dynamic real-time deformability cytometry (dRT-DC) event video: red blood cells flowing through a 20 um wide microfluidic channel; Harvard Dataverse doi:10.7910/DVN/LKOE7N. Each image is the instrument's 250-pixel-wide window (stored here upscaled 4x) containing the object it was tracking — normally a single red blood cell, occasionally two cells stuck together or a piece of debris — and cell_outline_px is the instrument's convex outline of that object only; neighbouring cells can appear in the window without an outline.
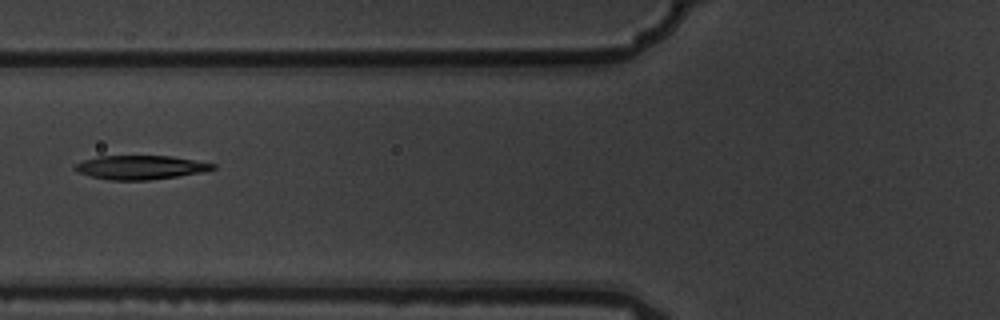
{"species": "common noctule bat (a hibernating species)", "species_latin": "Nyctalus noctula", "temperature_condition": "warm", "stored_images_in_passage": 9, "camera_frame_rate_fps": 3000, "um_per_image_px": 0.085, "animal": {"sex": "male", "body_mass_g": 19.5, "forearm_length_mm": 54.6}, "frame": {"image": 1, "passage_image": 6, "time_ms": 1.667, "image_size_px": [1000, 320], "cell_outline_px": [[216, 168], [204, 172], [148, 180], [108, 180], [92, 176], [80, 172], [72, 168], [76, 164], [84, 160], [96, 156], [172, 156], [216, 164]], "centroid_in_image_um": [11.95, 14.22], "position_along_channel_um": 113.8, "area_um2": 19.07}}
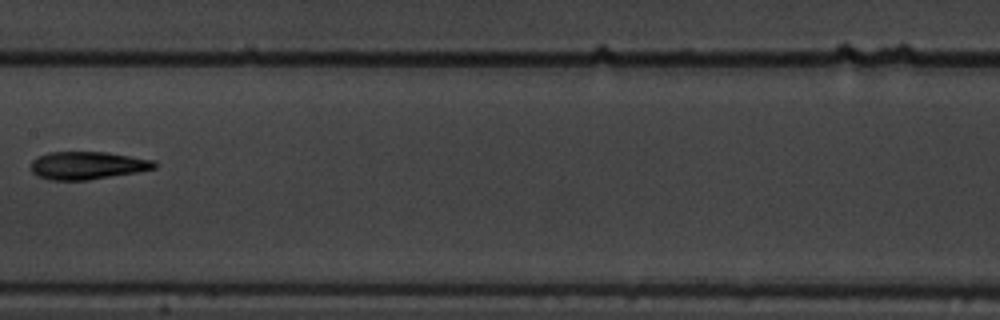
{"frame": {"image": 2, "passage_image": 8, "time_ms": 2.333, "image_size_px": [1000, 320], "cell_outline_px": [[156, 168], [136, 172], [88, 180], [48, 180], [36, 176], [32, 172], [32, 160], [48, 152], [108, 152], [152, 160], [156, 164]], "centroid_in_image_um": [7.4, 14.07], "position_along_channel_um": 200.0, "area_um2": 19.88}}
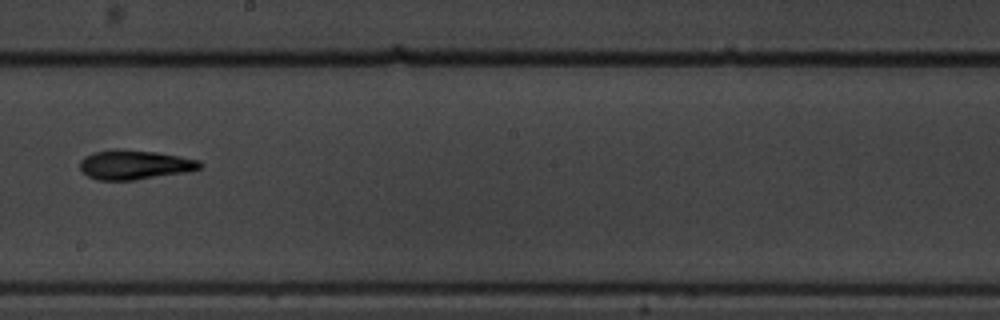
{"frame": {"image": 3, "passage_image": 9, "time_ms": 2.667, "image_size_px": [1000, 320], "cell_outline_px": [[204, 164], [200, 168], [184, 172], [136, 180], [96, 180], [88, 176], [80, 168], [80, 160], [84, 156], [96, 152], [156, 152], [180, 156], [200, 160]], "centroid_in_image_um": [11.48, 14.05], "position_along_channel_um": 236.7, "area_um2": 19.71}}